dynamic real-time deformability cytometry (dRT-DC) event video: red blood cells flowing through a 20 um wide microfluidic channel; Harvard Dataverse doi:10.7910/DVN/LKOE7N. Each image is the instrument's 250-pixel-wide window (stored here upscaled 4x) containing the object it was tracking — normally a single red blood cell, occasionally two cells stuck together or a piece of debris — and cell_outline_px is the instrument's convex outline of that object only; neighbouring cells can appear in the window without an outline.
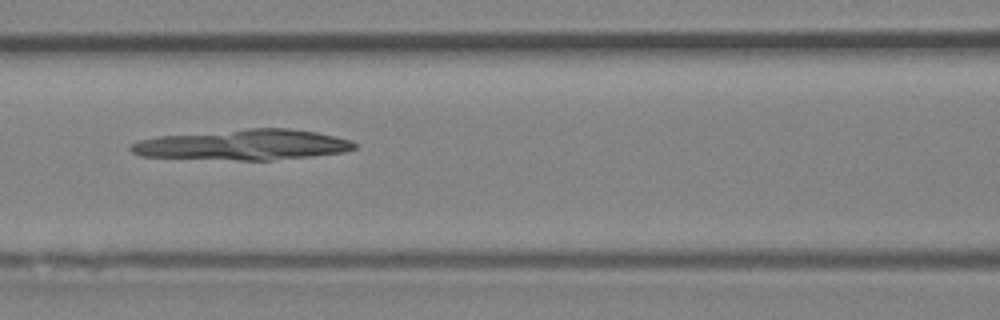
{"species": "Egyptian fruit bat (a non-hibernating species)", "species_latin": "Rousettus aegyptiacus", "temperature_condition": "room temperature", "stored_images_in_passage": 43, "camera_frame_rate_fps": 3000, "um_per_image_px": 0.085, "animal": {"sex": "female"}, "frame": {"image": 1, "passage_image": 19, "time_ms": 6.0, "image_size_px": [1000, 320], "cell_outline_px": [[356, 148], [344, 152], [272, 160], [240, 160], [140, 156], [132, 152], [128, 148], [132, 144], [140, 140], [156, 136], [248, 128], [288, 128], [316, 132], [336, 136], [352, 140], [356, 144]], "centroid_in_image_um": [20.68, 12.3], "position_along_channel_um": 145.9, "area_um2": 39.71}}